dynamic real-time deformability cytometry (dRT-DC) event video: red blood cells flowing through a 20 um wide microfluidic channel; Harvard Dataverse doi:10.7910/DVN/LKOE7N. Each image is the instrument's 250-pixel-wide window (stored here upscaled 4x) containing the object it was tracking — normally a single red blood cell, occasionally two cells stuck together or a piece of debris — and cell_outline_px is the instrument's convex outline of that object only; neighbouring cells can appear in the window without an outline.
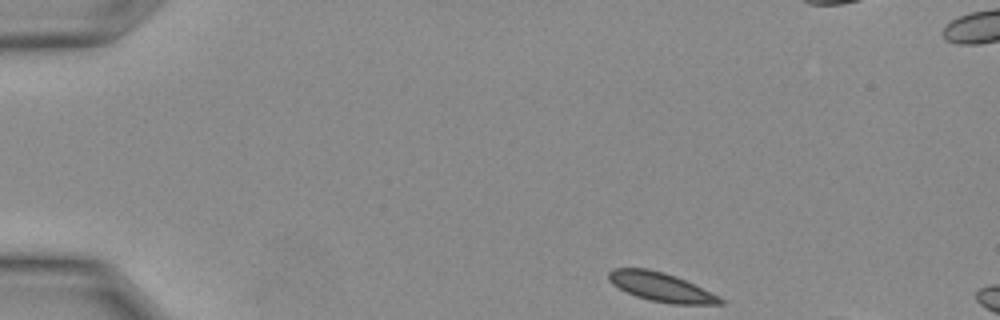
{"species": "Egyptian fruit bat (a non-hibernating species)", "species_latin": "Rousettus aegyptiacus", "temperature_condition": "warm", "stored_images_in_passage": 4, "camera_frame_rate_fps": 3000, "um_per_image_px": 0.085, "animal": {"sex": "female"}, "frame": {"image": 1, "passage_image": 1, "time_ms": 0.0, "image_size_px": [1000, 320], "cell_outline_px": [[724, 304], [676, 304], [652, 300], [636, 296], [612, 284], [608, 280], [608, 272], [612, 268], [648, 268], [664, 272], [676, 276], [720, 296], [724, 300]], "centroid_in_image_um": [56.19, 24.38], "position_along_channel_um": 28.8, "area_um2": 18.67}}